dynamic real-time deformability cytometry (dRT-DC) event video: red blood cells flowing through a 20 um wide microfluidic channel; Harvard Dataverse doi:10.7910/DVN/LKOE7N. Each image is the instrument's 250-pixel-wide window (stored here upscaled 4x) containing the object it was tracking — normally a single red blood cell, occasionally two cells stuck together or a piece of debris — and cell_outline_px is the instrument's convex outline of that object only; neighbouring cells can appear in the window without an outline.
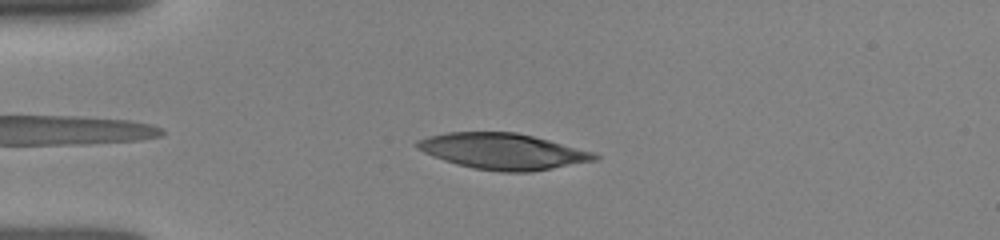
{"species": "human", "species_latin": "Homo sapiens", "temperature_condition": "room temperature", "stored_images_in_passage": 26, "camera_frame_rate_fps": 3000, "um_per_image_px": 0.085, "donor": {"sex": "female"}, "frame": {"image": 1, "passage_image": 3, "time_ms": 0.667, "image_size_px": [1000, 240], "cell_outline_px": [[600, 156], [596, 160], [532, 172], [500, 172], [472, 168], [456, 164], [432, 156], [416, 148], [412, 144], [416, 140], [428, 136], [448, 132], [516, 132], [596, 152]], "centroid_in_image_um": [42.72, 12.86], "position_along_channel_um": 42.3, "area_um2": 37.4}}
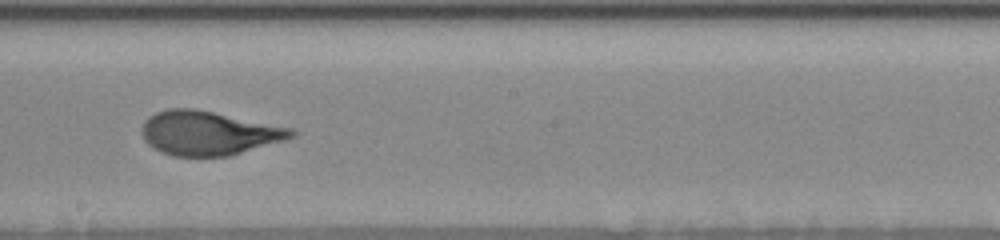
{"frame": {"image": 2, "passage_image": 13, "time_ms": 6.0, "image_size_px": [1000, 240], "cell_outline_px": [[296, 136], [284, 140], [232, 156], [172, 156], [160, 152], [152, 148], [144, 140], [140, 132], [144, 120], [148, 116], [156, 112], [168, 108], [196, 108], [292, 128], [296, 132]], "centroid_in_image_um": [17.7, 11.31], "position_along_channel_um": 230.5, "area_um2": 38.84}}
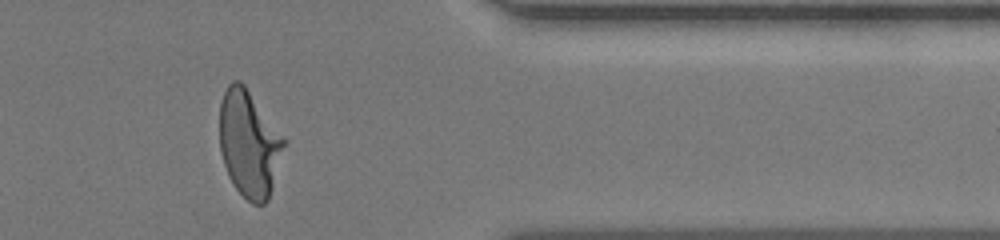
{"frame": {"image": 3, "passage_image": 22, "time_ms": 10.333, "image_size_px": [1000, 240], "cell_outline_px": [[288, 140], [268, 200], [264, 204], [252, 204], [236, 188], [228, 176], [220, 152], [220, 104], [224, 92], [228, 84], [232, 80], [240, 80], [244, 84]], "centroid_in_image_um": [21.2, 12.19], "position_along_channel_um": 390.2, "area_um2": 40.4}}